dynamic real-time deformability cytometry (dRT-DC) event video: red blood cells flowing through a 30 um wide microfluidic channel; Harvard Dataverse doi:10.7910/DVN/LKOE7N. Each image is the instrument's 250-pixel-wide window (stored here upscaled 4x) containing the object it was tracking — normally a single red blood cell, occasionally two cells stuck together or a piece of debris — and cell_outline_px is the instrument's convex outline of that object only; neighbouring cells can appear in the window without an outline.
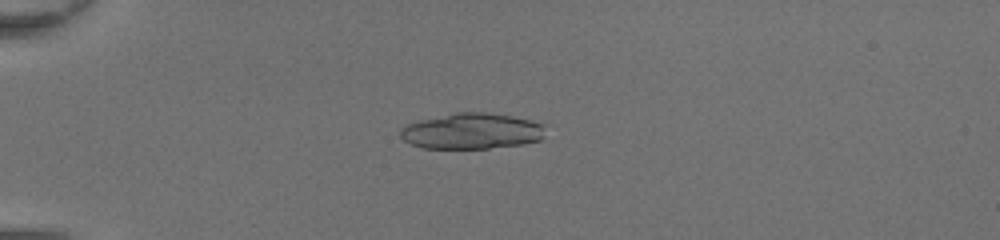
{"species": "common noctule bat (a hibernating species)", "species_latin": "Nyctalus noctula", "temperature_condition": "room temperature", "stored_images_in_passage": 49, "camera_frame_rate_fps": 3000, "um_per_image_px": 0.085, "animal": {"sex": "female", "body_mass_g": 20.0, "forearm_length_mm": 54.0}, "frame": {"image": 1, "passage_image": 15, "time_ms": 4.667, "image_size_px": [1000, 240], "cell_outline_px": [[544, 136], [540, 140], [524, 144], [488, 148], [424, 148], [412, 144], [404, 140], [400, 136], [400, 128], [408, 124], [420, 120], [456, 112], [488, 112], [512, 116], [544, 124]], "centroid_in_image_um": [40.11, 11.14], "position_along_channel_um": 44.9, "area_um2": 30.23}}